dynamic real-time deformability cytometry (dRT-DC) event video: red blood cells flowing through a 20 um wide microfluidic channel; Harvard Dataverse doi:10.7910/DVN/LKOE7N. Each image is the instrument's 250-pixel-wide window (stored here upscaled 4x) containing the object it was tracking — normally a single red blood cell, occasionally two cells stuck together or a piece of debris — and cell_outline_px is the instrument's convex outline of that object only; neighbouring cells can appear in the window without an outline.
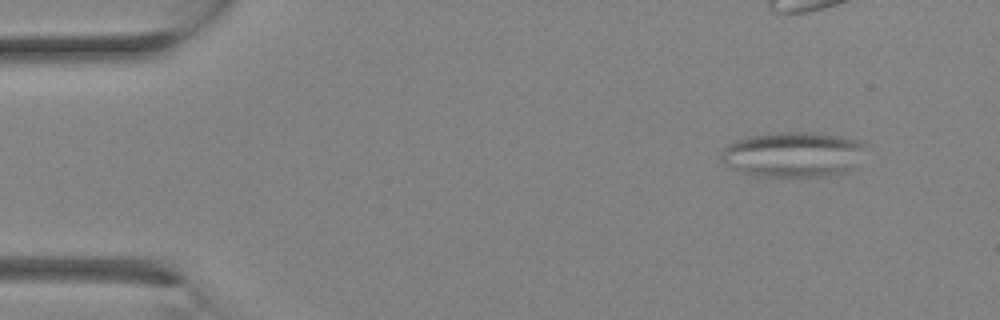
{"species": "Egyptian fruit bat (a non-hibernating species)", "species_latin": "Rousettus aegyptiacus", "temperature_condition": "room temperature", "stored_images_in_passage": 7, "camera_frame_rate_fps": 3000, "um_per_image_px": 0.085, "animal": {"sex": "female"}, "frame": {"image": 1, "passage_image": 1, "time_ms": 0.0, "image_size_px": [1000, 320], "cell_outline_px": [[864, 144], [856, 168], [844, 172], [820, 176], [760, 176], [744, 172], [732, 168], [720, 160], [720, 156], [724, 148], [732, 140], [748, 136], [776, 132], [808, 132], [836, 136], [860, 140]], "centroid_in_image_um": [67.37, 13.12], "position_along_channel_um": 17.6, "area_um2": 37.86}}